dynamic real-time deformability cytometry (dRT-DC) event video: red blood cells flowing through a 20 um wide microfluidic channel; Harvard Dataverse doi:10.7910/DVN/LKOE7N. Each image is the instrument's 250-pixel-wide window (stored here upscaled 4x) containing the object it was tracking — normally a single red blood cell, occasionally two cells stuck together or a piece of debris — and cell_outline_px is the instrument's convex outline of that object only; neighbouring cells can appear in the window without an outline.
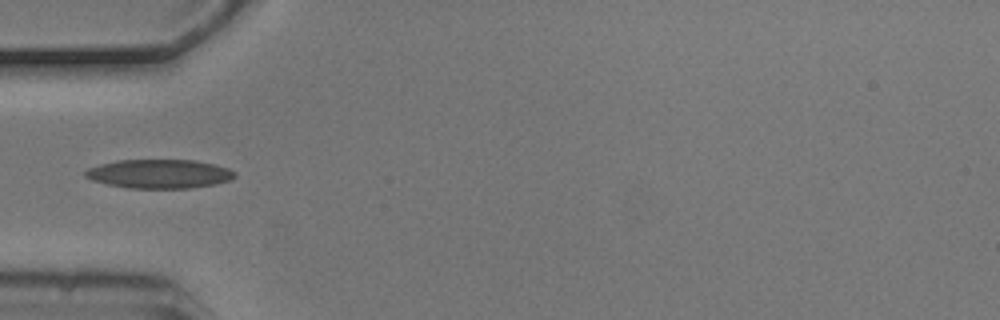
{"species": "common noctule bat (a hibernating species)", "species_latin": "Nyctalus noctula", "temperature_condition": "cold", "stored_images_in_passage": 7, "camera_frame_rate_fps": 3000, "um_per_image_px": 0.085, "animal": {"sex": "male", "body_mass_g": 20.5, "forearm_length_mm": 52.5}, "frame": {"image": 1, "passage_image": 4, "time_ms": 1.0, "image_size_px": [1000, 320], "cell_outline_px": [[236, 176], [228, 180], [212, 184], [188, 188], [128, 188], [108, 184], [92, 180], [84, 176], [84, 172], [88, 168], [100, 164], [116, 160], [196, 160], [216, 164], [228, 168], [236, 172]], "centroid_in_image_um": [13.53, 14.76], "position_along_channel_um": 71.5, "area_um2": 25.14}}
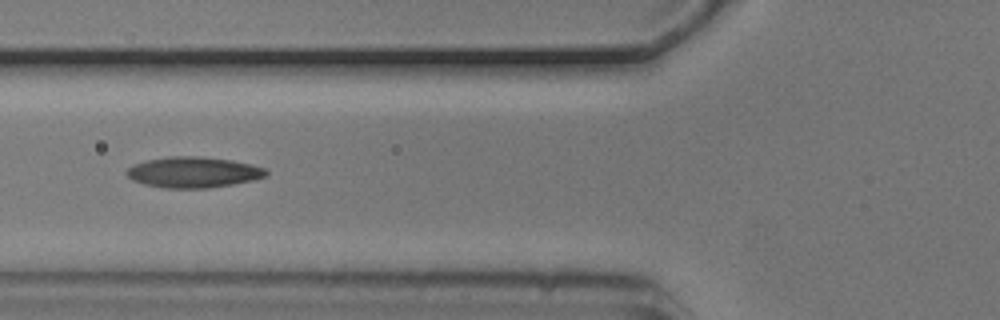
{"frame": {"image": 2, "passage_image": 5, "time_ms": 1.333, "image_size_px": [1000, 320], "cell_outline_px": [[268, 172], [264, 176], [252, 180], [232, 184], [208, 188], [164, 188], [144, 184], [132, 180], [124, 172], [132, 164], [148, 160], [168, 156], [200, 156], [232, 160], [252, 164], [264, 168]], "centroid_in_image_um": [16.39, 14.63], "position_along_channel_um": 109.4, "area_um2": 25.03}}
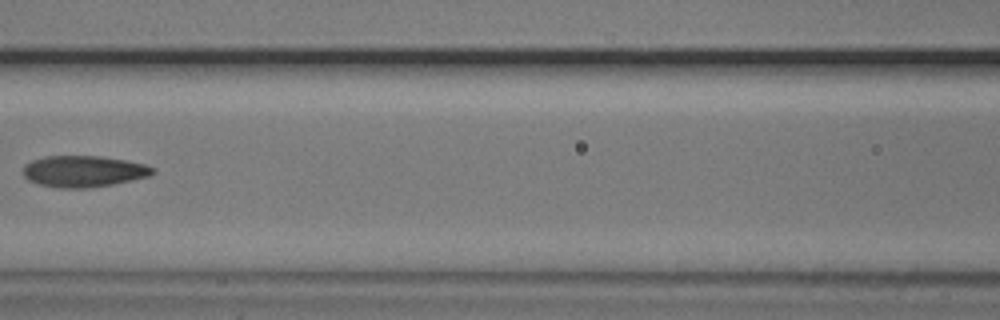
{"frame": {"image": 3, "passage_image": 6, "time_ms": 1.667, "image_size_px": [1000, 320], "cell_outline_px": [[156, 172], [148, 176], [112, 184], [84, 188], [60, 188], [40, 184], [28, 180], [24, 176], [24, 164], [32, 160], [44, 156], [100, 156], [124, 160], [144, 164], [156, 168]], "centroid_in_image_um": [7.09, 14.55], "position_along_channel_um": 159.5, "area_um2": 23.52}}